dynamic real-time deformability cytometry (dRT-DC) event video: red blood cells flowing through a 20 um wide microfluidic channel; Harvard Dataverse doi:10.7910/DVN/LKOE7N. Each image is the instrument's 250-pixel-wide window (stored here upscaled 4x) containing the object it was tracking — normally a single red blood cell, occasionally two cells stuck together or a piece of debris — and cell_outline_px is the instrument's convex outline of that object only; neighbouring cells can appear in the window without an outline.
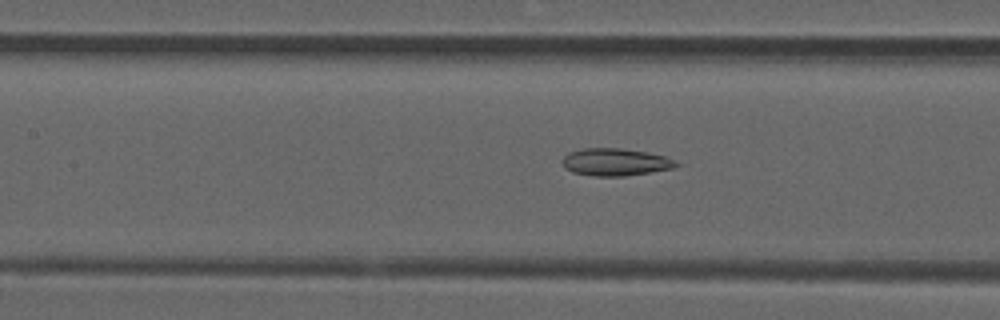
{"species": "common noctule bat (a hibernating species)", "species_latin": "Nyctalus noctula", "temperature_condition": "room temperature", "stored_images_in_passage": 51, "camera_frame_rate_fps": 3000, "um_per_image_px": 0.085, "animal": {"sex": "male", "forearm_length_mm": 52.5}, "frame": {"image": 1, "passage_image": 22, "time_ms": 7.0, "image_size_px": [1000, 320], "cell_outline_px": [[680, 164], [672, 168], [624, 176], [596, 176], [572, 172], [564, 168], [564, 156], [568, 152], [584, 148], [620, 148], [648, 152], [664, 156], [676, 160]], "centroid_in_image_um": [52.31, 13.77], "position_along_channel_um": 155.1, "area_um2": 18.03}}
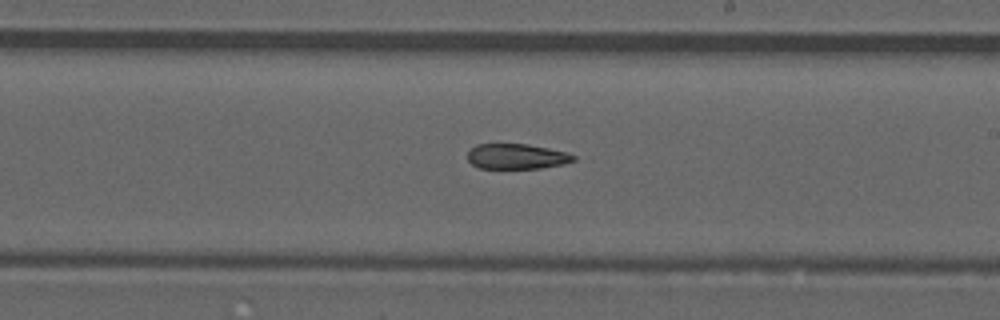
{"frame": {"image": 2, "passage_image": 29, "time_ms": 9.333, "image_size_px": [1000, 320], "cell_outline_px": [[576, 160], [564, 164], [540, 168], [480, 168], [472, 164], [468, 160], [468, 152], [476, 144], [528, 144], [568, 152], [576, 156]], "centroid_in_image_um": [43.95, 13.29], "position_along_channel_um": 245.1, "area_um2": 15.61}}
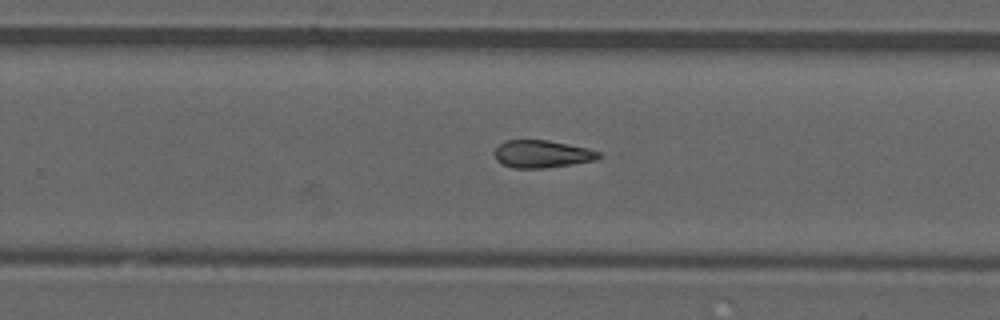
{"frame": {"image": 3, "passage_image": 32, "time_ms": 10.333, "image_size_px": [1000, 320], "cell_outline_px": [[600, 156], [592, 160], [572, 164], [544, 168], [512, 168], [496, 160], [496, 148], [500, 144], [508, 140], [548, 140], [588, 148], [600, 152]], "centroid_in_image_um": [46.06, 13.09], "position_along_channel_um": 283.7, "area_um2": 16.42}}